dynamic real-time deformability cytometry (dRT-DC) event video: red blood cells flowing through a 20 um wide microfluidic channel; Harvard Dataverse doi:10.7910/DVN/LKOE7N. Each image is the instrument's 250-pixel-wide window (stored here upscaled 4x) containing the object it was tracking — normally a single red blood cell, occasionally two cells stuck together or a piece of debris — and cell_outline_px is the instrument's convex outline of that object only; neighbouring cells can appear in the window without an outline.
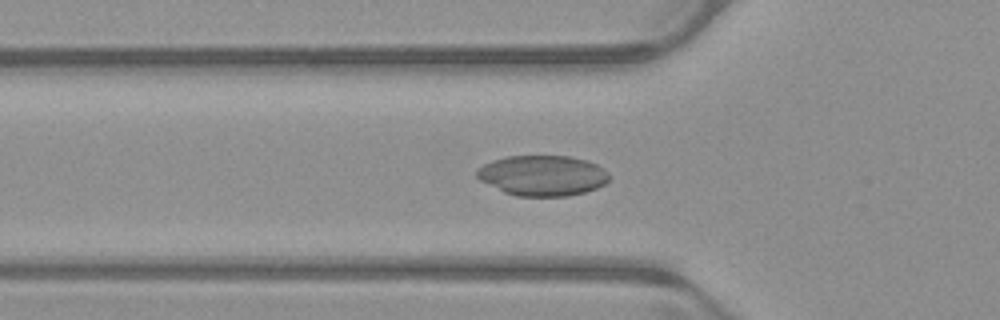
{"species": "common noctule bat (a hibernating species)", "species_latin": "Nyctalus noctula", "temperature_condition": "warm", "stored_images_in_passage": 39, "camera_frame_rate_fps": 3000, "um_per_image_px": 0.085, "animal": {"sex": "male", "body_mass_g": 23.1, "forearm_length_mm": 52.7}, "frame": {"image": 1, "passage_image": 10, "time_ms": 3.0, "image_size_px": [1000, 320], "cell_outline_px": [[608, 180], [604, 184], [596, 188], [584, 192], [568, 196], [516, 196], [504, 192], [480, 180], [476, 176], [476, 168], [492, 160], [508, 156], [572, 156], [596, 164], [608, 172]], "centroid_in_image_um": [46.09, 14.92], "position_along_channel_um": 79.7, "area_um2": 31.1}}
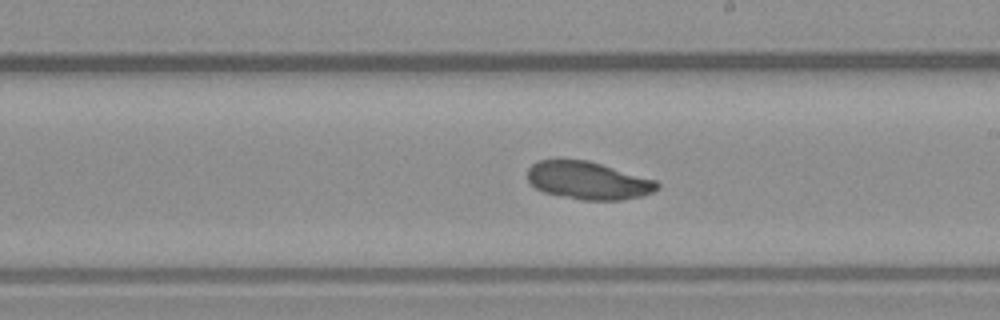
{"frame": {"image": 2, "passage_image": 22, "time_ms": 7.0, "image_size_px": [1000, 320], "cell_outline_px": [[660, 188], [652, 192], [640, 196], [620, 200], [580, 200], [560, 196], [544, 192], [536, 188], [528, 180], [528, 168], [532, 164], [540, 160], [588, 160], [656, 180], [660, 184]], "centroid_in_image_um": [50.0, 15.35], "position_along_channel_um": 239.0, "area_um2": 28.44}}
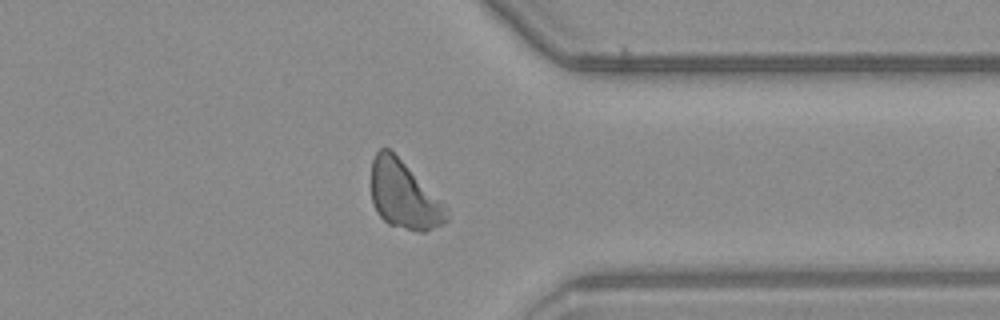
{"frame": {"image": 3, "passage_image": 33, "time_ms": 10.667, "image_size_px": [1000, 320], "cell_outline_px": [[448, 220], [444, 224], [424, 232], [420, 232], [388, 224], [376, 212], [372, 200], [372, 160], [376, 152], [380, 148], [388, 148], [448, 204]], "centroid_in_image_um": [34.39, 16.61], "position_along_channel_um": 377.0, "area_um2": 29.94}, "authors_computed_cell_mechanics": {"area_um2": 29.4202, "velocity_mm_per_s": 3.9543, "shape_relaxation_time_tau1_ms": 0.9907, "shape_relaxation_time_tau2_ms": null, "deformation_change_tau1": null, "deformation_change_tau2": null}}